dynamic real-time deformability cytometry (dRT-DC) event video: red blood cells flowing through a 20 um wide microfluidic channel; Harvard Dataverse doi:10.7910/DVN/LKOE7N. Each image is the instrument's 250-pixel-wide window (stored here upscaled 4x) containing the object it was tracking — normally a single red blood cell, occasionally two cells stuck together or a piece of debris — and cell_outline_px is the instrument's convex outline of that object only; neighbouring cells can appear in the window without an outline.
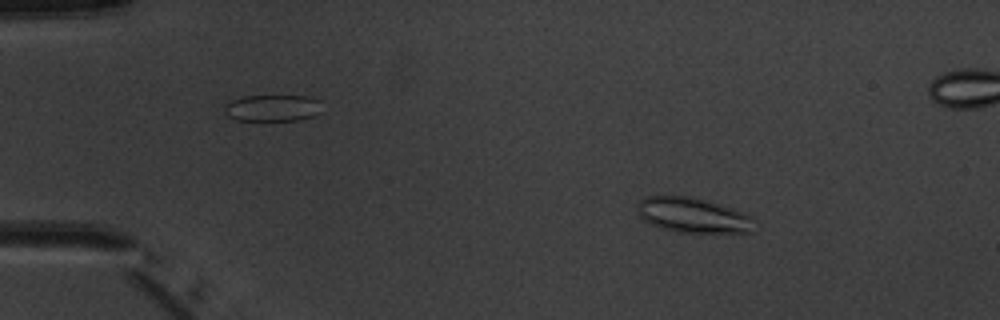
{"species": "common noctule bat (a hibernating species)", "species_latin": "Nyctalus noctula", "temperature_condition": "warm", "stored_images_in_passage": 5, "camera_frame_rate_fps": 3000, "um_per_image_px": 0.085, "animal": {"sex": "male", "body_mass_g": 20.1, "forearm_length_mm": 53.5}, "frame": {"image": 1, "passage_image": 2, "time_ms": 1.0, "image_size_px": [1000, 320], "cell_outline_px": [[756, 220], [752, 232], [676, 232], [660, 228], [644, 220], [636, 212], [636, 208], [640, 200], [644, 196], [692, 196], [732, 208], [752, 216]], "centroid_in_image_um": [58.89, 18.29], "position_along_channel_um": 26.1, "area_um2": 23.99}}